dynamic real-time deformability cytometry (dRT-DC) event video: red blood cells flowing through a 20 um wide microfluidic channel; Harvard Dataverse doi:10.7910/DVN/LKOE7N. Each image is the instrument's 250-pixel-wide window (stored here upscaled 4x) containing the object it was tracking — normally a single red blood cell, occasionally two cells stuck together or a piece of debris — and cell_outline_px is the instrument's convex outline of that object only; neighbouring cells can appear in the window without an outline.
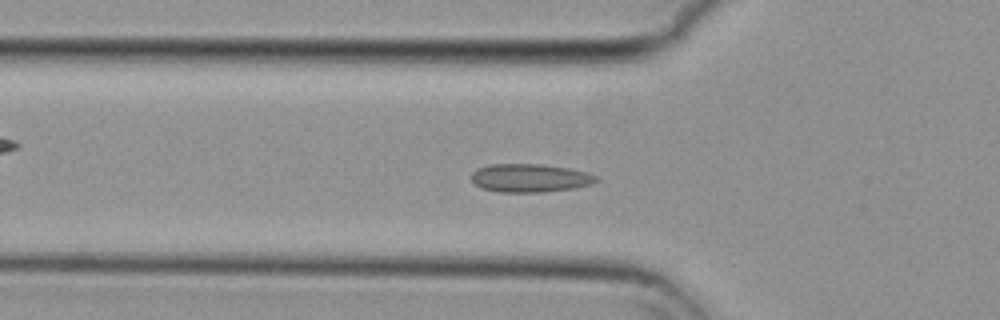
{"species": "common noctule bat (a hibernating species)", "species_latin": "Nyctalus noctula", "temperature_condition": "cold", "stored_images_in_passage": 53, "camera_frame_rate_fps": 3000, "um_per_image_px": 0.085, "animal": {"sex": "female", "body_mass_g": 29.2, "forearm_length_mm": 56.3}, "frame": {"image": 1, "passage_image": 15, "time_ms": 4.667, "image_size_px": [1000, 320], "cell_outline_px": [[600, 180], [592, 184], [572, 188], [540, 192], [500, 192], [480, 188], [472, 180], [472, 172], [476, 168], [488, 164], [540, 164], [568, 168], [588, 172], [596, 176]], "centroid_in_image_um": [45.03, 15.12], "position_along_channel_um": 80.8, "area_um2": 20.63}}
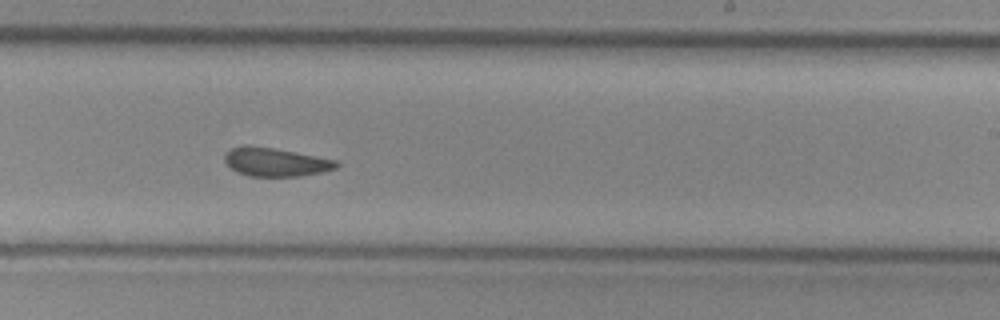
{"frame": {"image": 2, "passage_image": 30, "time_ms": 9.667, "image_size_px": [1000, 320], "cell_outline_px": [[340, 164], [336, 168], [320, 172], [296, 176], [248, 176], [236, 172], [224, 160], [224, 152], [232, 148], [248, 144], [272, 148], [336, 160]], "centroid_in_image_um": [23.37, 13.77], "position_along_channel_um": 265.6, "area_um2": 18.38}}
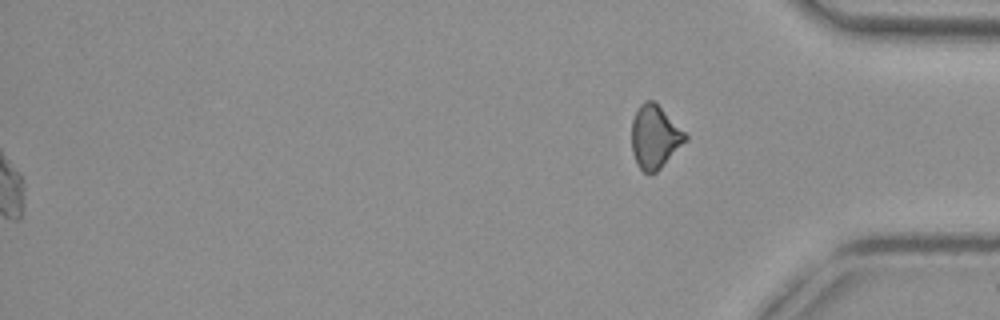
{"frame": {"image": 3, "passage_image": 53, "time_ms": 17.333, "image_size_px": [1000, 320], "cell_outline_px": [[688, 140], [652, 176], [644, 172], [636, 164], [632, 152], [632, 120], [640, 104], [644, 100], [652, 100], [688, 136]], "centroid_in_image_um": [55.64, 11.68], "position_along_channel_um": 379.6, "area_um2": 19.54}, "authors_computed_cell_mechanics": {"area_um2": 19.1896, "velocity_mm_per_s": 3.694, "shape_relaxation_time_tau1_ms": null, "shape_relaxation_time_tau2_ms": 2.6015, "deformation_change_tau1": null, "deformation_change_tau2": 0.0425}}